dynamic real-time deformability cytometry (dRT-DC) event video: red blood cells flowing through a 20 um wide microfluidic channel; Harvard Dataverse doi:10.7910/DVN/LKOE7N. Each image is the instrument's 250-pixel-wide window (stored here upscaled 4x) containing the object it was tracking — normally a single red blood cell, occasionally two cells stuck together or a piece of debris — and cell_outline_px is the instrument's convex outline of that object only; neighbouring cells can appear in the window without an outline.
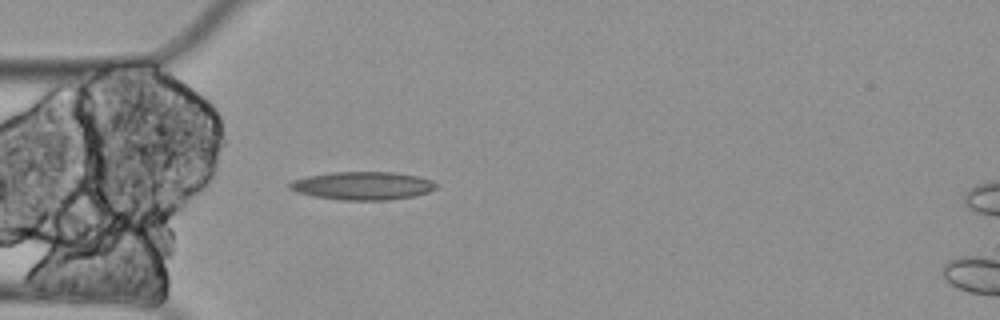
{"species": "Egyptian fruit bat (a non-hibernating species)", "species_latin": "Rousettus aegyptiacus", "temperature_condition": "cold", "stored_images_in_passage": 5, "camera_frame_rate_fps": 3000, "um_per_image_px": 0.085, "animal": {"sex": "female"}, "frame": {"image": 1, "passage_image": 4, "time_ms": 1.0, "image_size_px": [1000, 320], "cell_outline_px": [[436, 188], [428, 192], [416, 196], [384, 200], [344, 200], [316, 196], [296, 192], [288, 188], [288, 184], [292, 180], [308, 176], [332, 172], [396, 172], [416, 176], [432, 180], [436, 184]], "centroid_in_image_um": [30.82, 15.78], "position_along_channel_um": 54.2, "area_um2": 23.93}}